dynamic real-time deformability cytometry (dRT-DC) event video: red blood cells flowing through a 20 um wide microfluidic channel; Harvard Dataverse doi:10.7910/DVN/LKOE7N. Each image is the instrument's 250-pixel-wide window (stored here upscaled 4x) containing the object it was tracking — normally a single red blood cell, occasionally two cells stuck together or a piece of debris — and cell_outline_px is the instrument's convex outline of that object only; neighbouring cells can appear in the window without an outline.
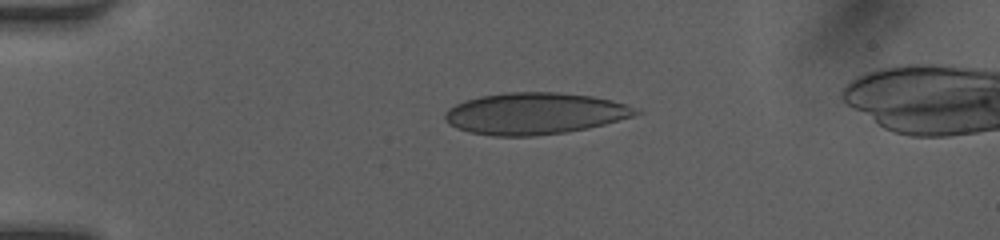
{"species": "human", "species_latin": "Homo sapiens", "temperature_condition": "room temperature", "stored_images_in_passage": 34, "camera_frame_rate_fps": 3000, "um_per_image_px": 0.085, "donor": {"sex": "female"}, "frame": {"image": 1, "passage_image": 1, "time_ms": 0.0, "image_size_px": [1000, 240], "cell_outline_px": [[644, 112], [632, 116], [604, 124], [588, 128], [568, 132], [532, 136], [492, 136], [468, 132], [456, 128], [448, 124], [444, 120], [444, 112], [448, 108], [464, 100], [480, 96], [504, 92], [556, 92], [592, 96], [612, 100], [636, 108]], "centroid_in_image_um": [45.41, 9.65], "position_along_channel_um": 39.6, "area_um2": 46.59}}
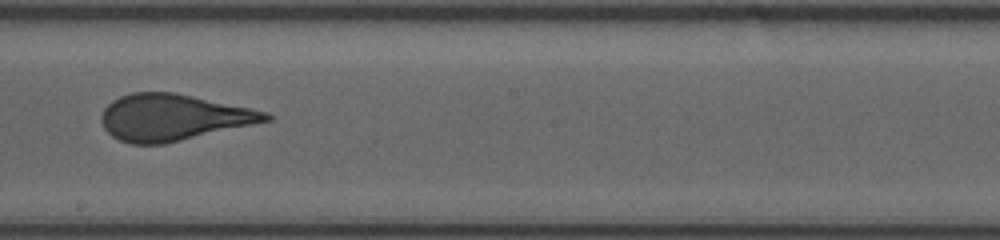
{"frame": {"image": 2, "passage_image": 18, "time_ms": 5.667, "image_size_px": [1000, 240], "cell_outline_px": [[272, 120], [164, 144], [132, 144], [120, 140], [112, 136], [104, 128], [100, 120], [100, 116], [104, 108], [112, 100], [120, 96], [132, 92], [172, 92], [252, 108], [268, 112], [272, 116]], "centroid_in_image_um": [14.69, 9.98], "position_along_channel_um": 233.5, "area_um2": 44.33}}
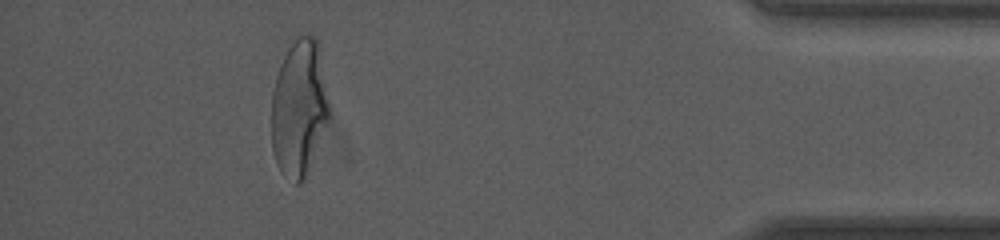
{"frame": {"image": 3, "passage_image": 34, "time_ms": 11.0, "image_size_px": [1000, 240], "cell_outline_px": [[332, 116], [304, 180], [300, 184], [296, 184], [280, 172], [276, 164], [272, 152], [272, 92], [276, 76], [288, 40], [300, 32], [312, 36], [316, 40], [320, 48], [332, 108]], "centroid_in_image_um": [25.46, 9.12], "position_along_channel_um": 409.7, "area_um2": 47.86}, "authors_computed_cell_mechanics": {"area_um2": 44.9106, "velocity_mm_per_s": 4.1854, "shape_relaxation_time_tau1_ms": 4.0501, "shape_relaxation_time_tau2_ms": null, "deformation_change_tau1": 0.166, "deformation_change_tau2": null}}